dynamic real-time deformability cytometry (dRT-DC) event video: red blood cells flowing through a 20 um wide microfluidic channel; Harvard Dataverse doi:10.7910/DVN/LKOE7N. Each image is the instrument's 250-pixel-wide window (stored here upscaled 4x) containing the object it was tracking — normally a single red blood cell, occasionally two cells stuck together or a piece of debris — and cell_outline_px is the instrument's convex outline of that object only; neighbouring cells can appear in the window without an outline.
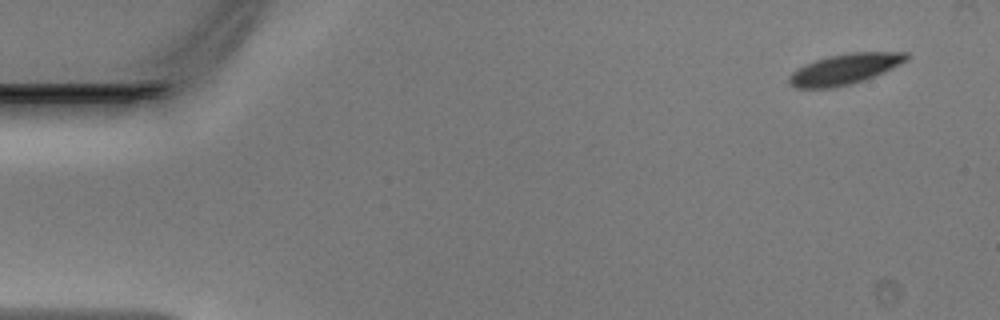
{"species": "Egyptian fruit bat (a non-hibernating species)", "species_latin": "Rousettus aegyptiacus", "temperature_condition": "warm", "stored_images_in_passage": 47, "camera_frame_rate_fps": 3000, "um_per_image_px": 0.085, "animal": {"sex": "male"}, "frame": {"image": 1, "passage_image": 2, "time_ms": 0.333, "image_size_px": [1000, 320], "cell_outline_px": [[908, 60], [884, 72], [864, 80], [852, 84], [832, 88], [796, 88], [788, 84], [788, 76], [792, 72], [804, 64], [828, 56], [852, 52], [908, 52]], "centroid_in_image_um": [71.78, 5.88], "position_along_channel_um": 13.2, "area_um2": 20.98}}
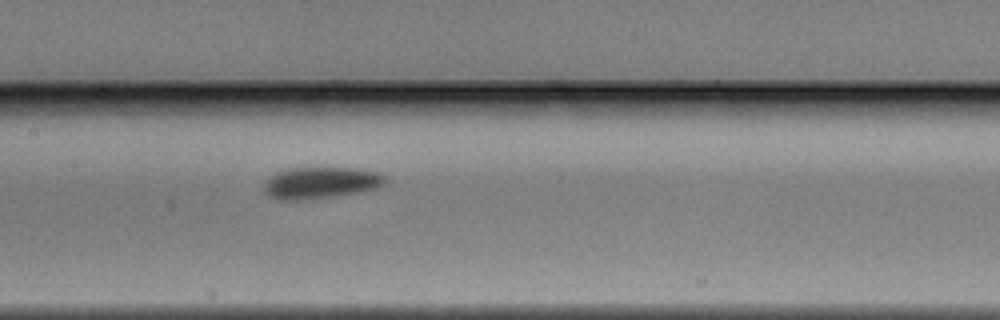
{"frame": {"image": 2, "passage_image": 23, "time_ms": 7.333, "image_size_px": [1000, 320], "cell_outline_px": [[384, 184], [376, 188], [360, 192], [312, 200], [280, 200], [268, 196], [264, 192], [264, 184], [276, 172], [288, 168], [356, 168], [380, 172], [384, 176]], "centroid_in_image_um": [27.25, 15.55], "position_along_channel_um": 180.2, "area_um2": 22.48}}
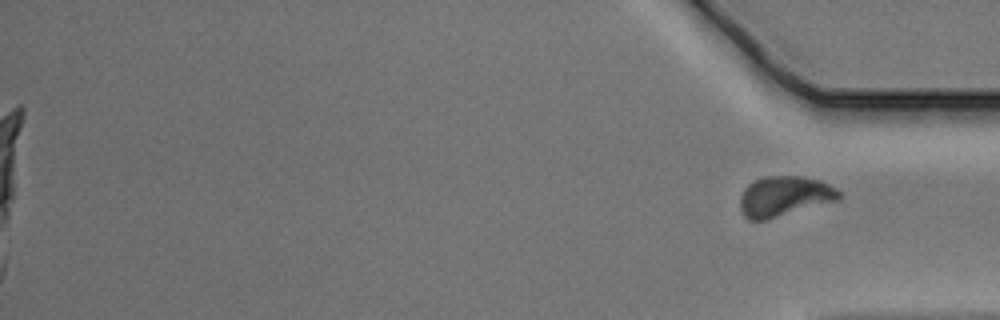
{"frame": {"image": 3, "passage_image": 47, "time_ms": 15.333, "image_size_px": [1000, 320], "cell_outline_px": [[840, 200], [768, 220], [748, 220], [740, 212], [740, 196], [744, 188], [748, 184], [764, 176], [800, 176], [820, 180], [836, 188], [840, 192]], "centroid_in_image_um": [66.66, 16.7], "position_along_channel_um": 368.5, "area_um2": 23.52}}